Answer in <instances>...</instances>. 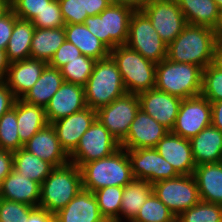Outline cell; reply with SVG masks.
Here are the masks:
<instances>
[{"mask_svg": "<svg viewBox=\"0 0 222 222\" xmlns=\"http://www.w3.org/2000/svg\"><path fill=\"white\" fill-rule=\"evenodd\" d=\"M215 43V30L187 24L167 46L166 58L176 63L194 64L204 69L212 62Z\"/></svg>", "mask_w": 222, "mask_h": 222, "instance_id": "cell-1", "label": "cell"}, {"mask_svg": "<svg viewBox=\"0 0 222 222\" xmlns=\"http://www.w3.org/2000/svg\"><path fill=\"white\" fill-rule=\"evenodd\" d=\"M80 170L83 189L91 192L108 186L125 187L134 179L127 150L123 148L108 157L85 163Z\"/></svg>", "mask_w": 222, "mask_h": 222, "instance_id": "cell-2", "label": "cell"}, {"mask_svg": "<svg viewBox=\"0 0 222 222\" xmlns=\"http://www.w3.org/2000/svg\"><path fill=\"white\" fill-rule=\"evenodd\" d=\"M83 189L80 168L74 163L54 167L41 184L39 206L56 214Z\"/></svg>", "mask_w": 222, "mask_h": 222, "instance_id": "cell-3", "label": "cell"}, {"mask_svg": "<svg viewBox=\"0 0 222 222\" xmlns=\"http://www.w3.org/2000/svg\"><path fill=\"white\" fill-rule=\"evenodd\" d=\"M84 93L86 106L96 111L127 93L121 73L110 55L96 61Z\"/></svg>", "mask_w": 222, "mask_h": 222, "instance_id": "cell-4", "label": "cell"}, {"mask_svg": "<svg viewBox=\"0 0 222 222\" xmlns=\"http://www.w3.org/2000/svg\"><path fill=\"white\" fill-rule=\"evenodd\" d=\"M203 69L167 58L156 65L155 89L182 99L201 95Z\"/></svg>", "mask_w": 222, "mask_h": 222, "instance_id": "cell-5", "label": "cell"}, {"mask_svg": "<svg viewBox=\"0 0 222 222\" xmlns=\"http://www.w3.org/2000/svg\"><path fill=\"white\" fill-rule=\"evenodd\" d=\"M136 8L112 2L99 15L88 16L84 24L109 50L125 45L128 39L130 19Z\"/></svg>", "mask_w": 222, "mask_h": 222, "instance_id": "cell-6", "label": "cell"}, {"mask_svg": "<svg viewBox=\"0 0 222 222\" xmlns=\"http://www.w3.org/2000/svg\"><path fill=\"white\" fill-rule=\"evenodd\" d=\"M109 55L121 73L127 93L139 94L155 88L157 64L145 59L126 45L110 50Z\"/></svg>", "mask_w": 222, "mask_h": 222, "instance_id": "cell-7", "label": "cell"}, {"mask_svg": "<svg viewBox=\"0 0 222 222\" xmlns=\"http://www.w3.org/2000/svg\"><path fill=\"white\" fill-rule=\"evenodd\" d=\"M125 45L155 64L167 57L168 45L161 40L150 19L140 9L132 14Z\"/></svg>", "mask_w": 222, "mask_h": 222, "instance_id": "cell-8", "label": "cell"}, {"mask_svg": "<svg viewBox=\"0 0 222 222\" xmlns=\"http://www.w3.org/2000/svg\"><path fill=\"white\" fill-rule=\"evenodd\" d=\"M153 193L177 217L183 211L198 204L200 200L196 180L192 175H179L152 184Z\"/></svg>", "mask_w": 222, "mask_h": 222, "instance_id": "cell-9", "label": "cell"}, {"mask_svg": "<svg viewBox=\"0 0 222 222\" xmlns=\"http://www.w3.org/2000/svg\"><path fill=\"white\" fill-rule=\"evenodd\" d=\"M121 148L120 143L96 119L81 136L78 146L69 155L71 163L81 168L85 163L112 155Z\"/></svg>", "mask_w": 222, "mask_h": 222, "instance_id": "cell-10", "label": "cell"}, {"mask_svg": "<svg viewBox=\"0 0 222 222\" xmlns=\"http://www.w3.org/2000/svg\"><path fill=\"white\" fill-rule=\"evenodd\" d=\"M140 109L137 94L126 93L109 105L99 108L97 120L121 143L129 131L130 125Z\"/></svg>", "mask_w": 222, "mask_h": 222, "instance_id": "cell-11", "label": "cell"}, {"mask_svg": "<svg viewBox=\"0 0 222 222\" xmlns=\"http://www.w3.org/2000/svg\"><path fill=\"white\" fill-rule=\"evenodd\" d=\"M140 10L150 19L161 40L167 45L187 25L176 0H149Z\"/></svg>", "mask_w": 222, "mask_h": 222, "instance_id": "cell-12", "label": "cell"}, {"mask_svg": "<svg viewBox=\"0 0 222 222\" xmlns=\"http://www.w3.org/2000/svg\"><path fill=\"white\" fill-rule=\"evenodd\" d=\"M212 106L202 95L183 99L174 126V134L186 139L198 135L211 125Z\"/></svg>", "mask_w": 222, "mask_h": 222, "instance_id": "cell-13", "label": "cell"}, {"mask_svg": "<svg viewBox=\"0 0 222 222\" xmlns=\"http://www.w3.org/2000/svg\"><path fill=\"white\" fill-rule=\"evenodd\" d=\"M132 174L136 179L146 180L153 184L164 179L179 176L173 166L165 160L155 148L127 150Z\"/></svg>", "mask_w": 222, "mask_h": 222, "instance_id": "cell-14", "label": "cell"}, {"mask_svg": "<svg viewBox=\"0 0 222 222\" xmlns=\"http://www.w3.org/2000/svg\"><path fill=\"white\" fill-rule=\"evenodd\" d=\"M137 95L140 109L171 131L183 99L155 88Z\"/></svg>", "mask_w": 222, "mask_h": 222, "instance_id": "cell-15", "label": "cell"}, {"mask_svg": "<svg viewBox=\"0 0 222 222\" xmlns=\"http://www.w3.org/2000/svg\"><path fill=\"white\" fill-rule=\"evenodd\" d=\"M168 132L169 130L162 124H159L151 116L139 109L130 125L127 137L120 145L121 148L126 150L155 148Z\"/></svg>", "mask_w": 222, "mask_h": 222, "instance_id": "cell-16", "label": "cell"}, {"mask_svg": "<svg viewBox=\"0 0 222 222\" xmlns=\"http://www.w3.org/2000/svg\"><path fill=\"white\" fill-rule=\"evenodd\" d=\"M97 119L96 110L86 107L81 111L52 122L62 148L70 155L78 146L81 136Z\"/></svg>", "mask_w": 222, "mask_h": 222, "instance_id": "cell-17", "label": "cell"}, {"mask_svg": "<svg viewBox=\"0 0 222 222\" xmlns=\"http://www.w3.org/2000/svg\"><path fill=\"white\" fill-rule=\"evenodd\" d=\"M86 107L84 87L64 81L45 107L47 122L51 124Z\"/></svg>", "mask_w": 222, "mask_h": 222, "instance_id": "cell-18", "label": "cell"}, {"mask_svg": "<svg viewBox=\"0 0 222 222\" xmlns=\"http://www.w3.org/2000/svg\"><path fill=\"white\" fill-rule=\"evenodd\" d=\"M155 149L167 160L179 175H192L196 164L189 139L169 131Z\"/></svg>", "mask_w": 222, "mask_h": 222, "instance_id": "cell-19", "label": "cell"}, {"mask_svg": "<svg viewBox=\"0 0 222 222\" xmlns=\"http://www.w3.org/2000/svg\"><path fill=\"white\" fill-rule=\"evenodd\" d=\"M24 149L50 163L53 167L70 162L69 155L62 148L52 124H47L24 144Z\"/></svg>", "mask_w": 222, "mask_h": 222, "instance_id": "cell-20", "label": "cell"}, {"mask_svg": "<svg viewBox=\"0 0 222 222\" xmlns=\"http://www.w3.org/2000/svg\"><path fill=\"white\" fill-rule=\"evenodd\" d=\"M47 64L32 58L12 62L4 82L17 99L22 98L40 78Z\"/></svg>", "mask_w": 222, "mask_h": 222, "instance_id": "cell-21", "label": "cell"}, {"mask_svg": "<svg viewBox=\"0 0 222 222\" xmlns=\"http://www.w3.org/2000/svg\"><path fill=\"white\" fill-rule=\"evenodd\" d=\"M55 222H107L93 192L82 189L55 214Z\"/></svg>", "mask_w": 222, "mask_h": 222, "instance_id": "cell-22", "label": "cell"}, {"mask_svg": "<svg viewBox=\"0 0 222 222\" xmlns=\"http://www.w3.org/2000/svg\"><path fill=\"white\" fill-rule=\"evenodd\" d=\"M41 185L13 170L2 180L0 198L38 207Z\"/></svg>", "mask_w": 222, "mask_h": 222, "instance_id": "cell-23", "label": "cell"}, {"mask_svg": "<svg viewBox=\"0 0 222 222\" xmlns=\"http://www.w3.org/2000/svg\"><path fill=\"white\" fill-rule=\"evenodd\" d=\"M196 166L222 162V132L210 125L189 139Z\"/></svg>", "mask_w": 222, "mask_h": 222, "instance_id": "cell-24", "label": "cell"}, {"mask_svg": "<svg viewBox=\"0 0 222 222\" xmlns=\"http://www.w3.org/2000/svg\"><path fill=\"white\" fill-rule=\"evenodd\" d=\"M193 176L200 200L222 205V162L198 165Z\"/></svg>", "mask_w": 222, "mask_h": 222, "instance_id": "cell-25", "label": "cell"}, {"mask_svg": "<svg viewBox=\"0 0 222 222\" xmlns=\"http://www.w3.org/2000/svg\"><path fill=\"white\" fill-rule=\"evenodd\" d=\"M187 24L215 30L221 10L215 0H176Z\"/></svg>", "mask_w": 222, "mask_h": 222, "instance_id": "cell-26", "label": "cell"}, {"mask_svg": "<svg viewBox=\"0 0 222 222\" xmlns=\"http://www.w3.org/2000/svg\"><path fill=\"white\" fill-rule=\"evenodd\" d=\"M16 118L18 135L23 145L39 130L49 124L44 107L30 104L21 98L16 100Z\"/></svg>", "mask_w": 222, "mask_h": 222, "instance_id": "cell-27", "label": "cell"}, {"mask_svg": "<svg viewBox=\"0 0 222 222\" xmlns=\"http://www.w3.org/2000/svg\"><path fill=\"white\" fill-rule=\"evenodd\" d=\"M66 40L73 43L82 55L97 60L109 56L110 50L83 24H65Z\"/></svg>", "mask_w": 222, "mask_h": 222, "instance_id": "cell-28", "label": "cell"}, {"mask_svg": "<svg viewBox=\"0 0 222 222\" xmlns=\"http://www.w3.org/2000/svg\"><path fill=\"white\" fill-rule=\"evenodd\" d=\"M63 83L64 78L61 71L47 64L40 78L21 99L45 108Z\"/></svg>", "mask_w": 222, "mask_h": 222, "instance_id": "cell-29", "label": "cell"}, {"mask_svg": "<svg viewBox=\"0 0 222 222\" xmlns=\"http://www.w3.org/2000/svg\"><path fill=\"white\" fill-rule=\"evenodd\" d=\"M65 40L64 27L35 28L31 41V58L49 63Z\"/></svg>", "mask_w": 222, "mask_h": 222, "instance_id": "cell-30", "label": "cell"}, {"mask_svg": "<svg viewBox=\"0 0 222 222\" xmlns=\"http://www.w3.org/2000/svg\"><path fill=\"white\" fill-rule=\"evenodd\" d=\"M152 192V184L146 180L134 178L128 183L122 195L120 222H131Z\"/></svg>", "mask_w": 222, "mask_h": 222, "instance_id": "cell-31", "label": "cell"}, {"mask_svg": "<svg viewBox=\"0 0 222 222\" xmlns=\"http://www.w3.org/2000/svg\"><path fill=\"white\" fill-rule=\"evenodd\" d=\"M35 26L32 21L17 19L5 50L10 63L31 58V41Z\"/></svg>", "mask_w": 222, "mask_h": 222, "instance_id": "cell-32", "label": "cell"}, {"mask_svg": "<svg viewBox=\"0 0 222 222\" xmlns=\"http://www.w3.org/2000/svg\"><path fill=\"white\" fill-rule=\"evenodd\" d=\"M13 168L41 185L54 167L26 149L20 148L13 152Z\"/></svg>", "mask_w": 222, "mask_h": 222, "instance_id": "cell-33", "label": "cell"}, {"mask_svg": "<svg viewBox=\"0 0 222 222\" xmlns=\"http://www.w3.org/2000/svg\"><path fill=\"white\" fill-rule=\"evenodd\" d=\"M124 187L108 186L94 191L101 215L107 222H120V209Z\"/></svg>", "mask_w": 222, "mask_h": 222, "instance_id": "cell-34", "label": "cell"}, {"mask_svg": "<svg viewBox=\"0 0 222 222\" xmlns=\"http://www.w3.org/2000/svg\"><path fill=\"white\" fill-rule=\"evenodd\" d=\"M131 222H176V216L152 192Z\"/></svg>", "mask_w": 222, "mask_h": 222, "instance_id": "cell-35", "label": "cell"}, {"mask_svg": "<svg viewBox=\"0 0 222 222\" xmlns=\"http://www.w3.org/2000/svg\"><path fill=\"white\" fill-rule=\"evenodd\" d=\"M16 118V102L11 110L0 118V149L15 152L24 145L18 135Z\"/></svg>", "mask_w": 222, "mask_h": 222, "instance_id": "cell-36", "label": "cell"}, {"mask_svg": "<svg viewBox=\"0 0 222 222\" xmlns=\"http://www.w3.org/2000/svg\"><path fill=\"white\" fill-rule=\"evenodd\" d=\"M96 60L80 55L73 61L64 65L60 71L65 82L85 86L89 76L93 72Z\"/></svg>", "mask_w": 222, "mask_h": 222, "instance_id": "cell-37", "label": "cell"}, {"mask_svg": "<svg viewBox=\"0 0 222 222\" xmlns=\"http://www.w3.org/2000/svg\"><path fill=\"white\" fill-rule=\"evenodd\" d=\"M176 222H222V205L200 201L180 213Z\"/></svg>", "mask_w": 222, "mask_h": 222, "instance_id": "cell-38", "label": "cell"}, {"mask_svg": "<svg viewBox=\"0 0 222 222\" xmlns=\"http://www.w3.org/2000/svg\"><path fill=\"white\" fill-rule=\"evenodd\" d=\"M201 95L210 103L222 100V70L212 64L203 69Z\"/></svg>", "mask_w": 222, "mask_h": 222, "instance_id": "cell-39", "label": "cell"}, {"mask_svg": "<svg viewBox=\"0 0 222 222\" xmlns=\"http://www.w3.org/2000/svg\"><path fill=\"white\" fill-rule=\"evenodd\" d=\"M34 207L0 198V222H27Z\"/></svg>", "mask_w": 222, "mask_h": 222, "instance_id": "cell-40", "label": "cell"}, {"mask_svg": "<svg viewBox=\"0 0 222 222\" xmlns=\"http://www.w3.org/2000/svg\"><path fill=\"white\" fill-rule=\"evenodd\" d=\"M35 28H61L65 26L58 0H51L33 20Z\"/></svg>", "mask_w": 222, "mask_h": 222, "instance_id": "cell-41", "label": "cell"}, {"mask_svg": "<svg viewBox=\"0 0 222 222\" xmlns=\"http://www.w3.org/2000/svg\"><path fill=\"white\" fill-rule=\"evenodd\" d=\"M51 0H15L11 9L19 19L32 21Z\"/></svg>", "mask_w": 222, "mask_h": 222, "instance_id": "cell-42", "label": "cell"}, {"mask_svg": "<svg viewBox=\"0 0 222 222\" xmlns=\"http://www.w3.org/2000/svg\"><path fill=\"white\" fill-rule=\"evenodd\" d=\"M65 24H83L88 16H82L81 0H58Z\"/></svg>", "mask_w": 222, "mask_h": 222, "instance_id": "cell-43", "label": "cell"}, {"mask_svg": "<svg viewBox=\"0 0 222 222\" xmlns=\"http://www.w3.org/2000/svg\"><path fill=\"white\" fill-rule=\"evenodd\" d=\"M81 54L80 50L67 40L57 49L53 58L48 63L50 66L61 69L68 62L73 61Z\"/></svg>", "mask_w": 222, "mask_h": 222, "instance_id": "cell-44", "label": "cell"}, {"mask_svg": "<svg viewBox=\"0 0 222 222\" xmlns=\"http://www.w3.org/2000/svg\"><path fill=\"white\" fill-rule=\"evenodd\" d=\"M18 19L14 11L10 9L0 18V49L6 50L10 36L14 28V23Z\"/></svg>", "mask_w": 222, "mask_h": 222, "instance_id": "cell-45", "label": "cell"}, {"mask_svg": "<svg viewBox=\"0 0 222 222\" xmlns=\"http://www.w3.org/2000/svg\"><path fill=\"white\" fill-rule=\"evenodd\" d=\"M113 0H81L82 16L99 15Z\"/></svg>", "mask_w": 222, "mask_h": 222, "instance_id": "cell-46", "label": "cell"}, {"mask_svg": "<svg viewBox=\"0 0 222 222\" xmlns=\"http://www.w3.org/2000/svg\"><path fill=\"white\" fill-rule=\"evenodd\" d=\"M17 98L4 81H0V118L11 110Z\"/></svg>", "mask_w": 222, "mask_h": 222, "instance_id": "cell-47", "label": "cell"}, {"mask_svg": "<svg viewBox=\"0 0 222 222\" xmlns=\"http://www.w3.org/2000/svg\"><path fill=\"white\" fill-rule=\"evenodd\" d=\"M13 170V152L0 149V180Z\"/></svg>", "mask_w": 222, "mask_h": 222, "instance_id": "cell-48", "label": "cell"}, {"mask_svg": "<svg viewBox=\"0 0 222 222\" xmlns=\"http://www.w3.org/2000/svg\"><path fill=\"white\" fill-rule=\"evenodd\" d=\"M27 222H55V214L43 208L34 207L29 213Z\"/></svg>", "mask_w": 222, "mask_h": 222, "instance_id": "cell-49", "label": "cell"}, {"mask_svg": "<svg viewBox=\"0 0 222 222\" xmlns=\"http://www.w3.org/2000/svg\"><path fill=\"white\" fill-rule=\"evenodd\" d=\"M212 118L211 125L218 128L222 132V100L212 102Z\"/></svg>", "mask_w": 222, "mask_h": 222, "instance_id": "cell-50", "label": "cell"}, {"mask_svg": "<svg viewBox=\"0 0 222 222\" xmlns=\"http://www.w3.org/2000/svg\"><path fill=\"white\" fill-rule=\"evenodd\" d=\"M211 64L215 68L222 70V42L216 41L214 48H213V55H212Z\"/></svg>", "mask_w": 222, "mask_h": 222, "instance_id": "cell-51", "label": "cell"}, {"mask_svg": "<svg viewBox=\"0 0 222 222\" xmlns=\"http://www.w3.org/2000/svg\"><path fill=\"white\" fill-rule=\"evenodd\" d=\"M10 62L8 61L5 50L0 49V81H5Z\"/></svg>", "mask_w": 222, "mask_h": 222, "instance_id": "cell-52", "label": "cell"}, {"mask_svg": "<svg viewBox=\"0 0 222 222\" xmlns=\"http://www.w3.org/2000/svg\"><path fill=\"white\" fill-rule=\"evenodd\" d=\"M148 1L149 0H113V2L131 5L136 9H141Z\"/></svg>", "mask_w": 222, "mask_h": 222, "instance_id": "cell-53", "label": "cell"}, {"mask_svg": "<svg viewBox=\"0 0 222 222\" xmlns=\"http://www.w3.org/2000/svg\"><path fill=\"white\" fill-rule=\"evenodd\" d=\"M215 38H216V41L222 42V11L220 13L218 25L215 28Z\"/></svg>", "mask_w": 222, "mask_h": 222, "instance_id": "cell-54", "label": "cell"}, {"mask_svg": "<svg viewBox=\"0 0 222 222\" xmlns=\"http://www.w3.org/2000/svg\"><path fill=\"white\" fill-rule=\"evenodd\" d=\"M11 9V5L7 2L0 0V18L4 16Z\"/></svg>", "mask_w": 222, "mask_h": 222, "instance_id": "cell-55", "label": "cell"}, {"mask_svg": "<svg viewBox=\"0 0 222 222\" xmlns=\"http://www.w3.org/2000/svg\"><path fill=\"white\" fill-rule=\"evenodd\" d=\"M217 3L218 8L222 11V0H215Z\"/></svg>", "mask_w": 222, "mask_h": 222, "instance_id": "cell-56", "label": "cell"}, {"mask_svg": "<svg viewBox=\"0 0 222 222\" xmlns=\"http://www.w3.org/2000/svg\"><path fill=\"white\" fill-rule=\"evenodd\" d=\"M3 1H5V2H7L8 4L12 5L15 0H3Z\"/></svg>", "mask_w": 222, "mask_h": 222, "instance_id": "cell-57", "label": "cell"}]
</instances>
